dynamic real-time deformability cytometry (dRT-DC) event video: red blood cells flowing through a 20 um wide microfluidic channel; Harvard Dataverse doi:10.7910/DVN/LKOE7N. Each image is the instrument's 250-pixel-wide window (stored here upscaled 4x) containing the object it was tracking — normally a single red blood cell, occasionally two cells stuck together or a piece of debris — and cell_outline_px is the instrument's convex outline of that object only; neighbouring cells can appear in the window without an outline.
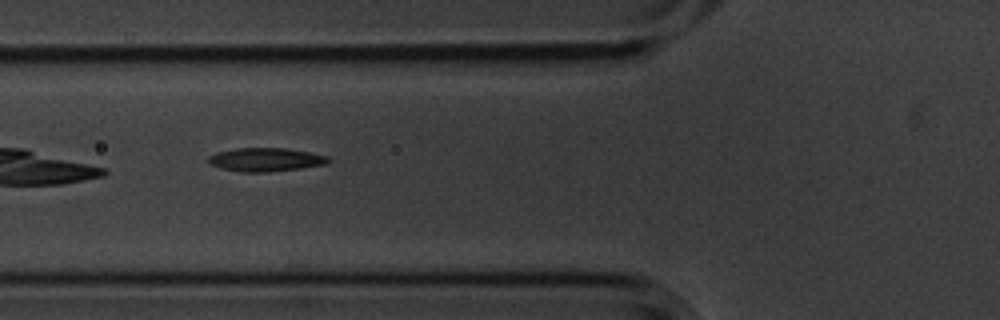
{"species": "common noctule bat (a hibernating species)", "species_latin": "Nyctalus noctula", "temperature_condition": "cold", "stored_images_in_passage": 7, "camera_frame_rate_fps": 3000, "um_per_image_px": 0.085, "animal": {"sex": "male", "body_mass_g": 20.1, "forearm_length_mm": 53.5}, "frame": {"image": 1, "passage_image": 7, "time_ms": 2.0, "image_size_px": [1000, 320], "cell_outline_px": [[332, 160], [324, 164], [300, 168], [268, 172], [240, 172], [220, 168], [208, 164], [208, 156], [216, 152], [236, 148], [284, 148], [308, 152], [328, 156]], "centroid_in_image_um": [22.53, 13.57], "position_along_channel_um": 103.3, "area_um2": 16.47}}